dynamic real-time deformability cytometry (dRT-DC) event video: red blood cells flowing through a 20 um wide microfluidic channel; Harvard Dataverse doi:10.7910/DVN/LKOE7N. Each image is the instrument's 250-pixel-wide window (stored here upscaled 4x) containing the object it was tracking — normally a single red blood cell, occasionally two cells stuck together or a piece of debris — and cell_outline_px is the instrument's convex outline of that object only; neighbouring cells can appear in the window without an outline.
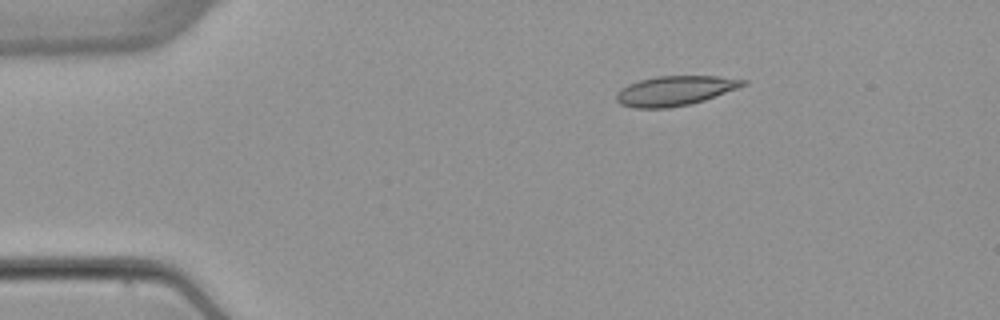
{"species": "common noctule bat (a hibernating species)", "species_latin": "Nyctalus noctula", "temperature_condition": "warm", "stored_images_in_passage": 2, "camera_frame_rate_fps": 3000, "um_per_image_px": 0.085, "animal": {"sex": "female", "body_mass_g": 22.7, "forearm_length_mm": 54.2}, "frame": {"image": 1, "passage_image": 1, "time_ms": 0.0, "image_size_px": [1000, 320], "cell_outline_px": [[748, 84], [704, 100], [688, 104], [668, 108], [636, 108], [620, 104], [616, 100], [616, 92], [620, 88], [628, 84], [640, 80], [656, 76], [716, 76], [748, 80]], "centroid_in_image_um": [57.35, 7.71], "position_along_channel_um": 27.7, "area_um2": 21.85}}